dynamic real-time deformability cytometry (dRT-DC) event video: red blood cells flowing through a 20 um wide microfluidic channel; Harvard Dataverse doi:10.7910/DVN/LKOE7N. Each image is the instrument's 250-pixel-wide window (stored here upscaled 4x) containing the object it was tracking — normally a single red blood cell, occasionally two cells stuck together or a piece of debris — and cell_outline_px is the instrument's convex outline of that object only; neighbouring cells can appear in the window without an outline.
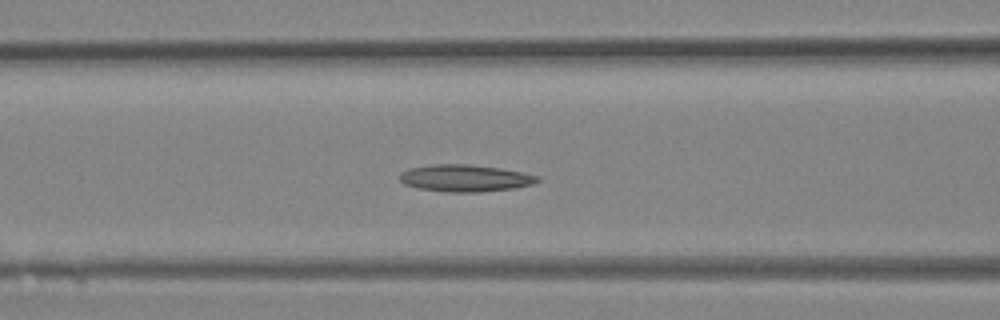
{"species": "Egyptian fruit bat (a non-hibernating species)", "species_latin": "Rousettus aegyptiacus", "temperature_condition": "room temperature", "stored_images_in_passage": 37, "camera_frame_rate_fps": 3000, "um_per_image_px": 0.085, "animal": {"sex": "female"}, "frame": {"image": 1, "passage_image": 15, "time_ms": 4.667, "image_size_px": [1000, 320], "cell_outline_px": [[540, 180], [532, 184], [516, 188], [480, 192], [444, 192], [416, 188], [404, 184], [400, 180], [400, 176], [404, 172], [412, 168], [428, 164], [468, 164], [500, 168], [524, 172], [540, 176]], "centroid_in_image_um": [39.57, 15.15], "position_along_channel_um": 127.0, "area_um2": 21.79}}
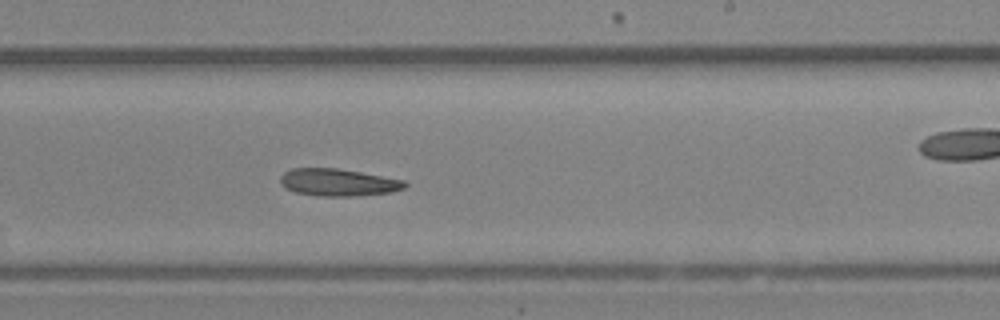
{"frame": {"image": 2, "passage_image": 22, "time_ms": 7.0, "image_size_px": [1000, 320], "cell_outline_px": [[408, 184], [404, 188], [392, 192], [356, 196], [320, 196], [296, 192], [284, 188], [280, 184], [280, 176], [284, 172], [292, 168], [336, 168], [360, 172], [404, 180]], "centroid_in_image_um": [28.72, 15.5], "position_along_channel_um": 260.3, "area_um2": 19.83}}
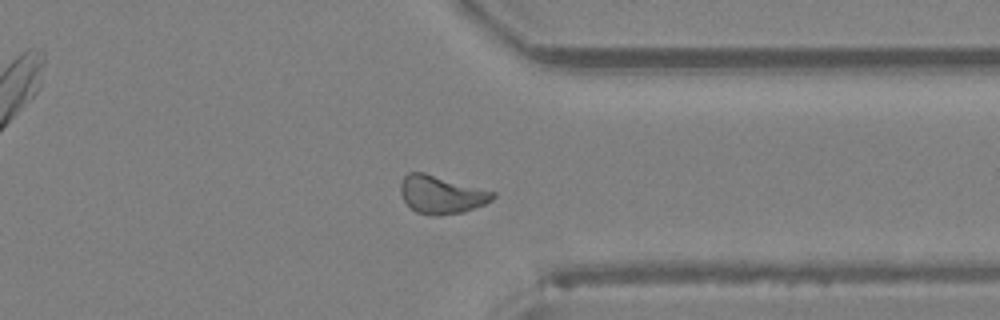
{"frame": {"image": 3, "passage_image": 28, "time_ms": 9.0, "image_size_px": [1000, 320], "cell_outline_px": [[496, 196], [492, 200], [484, 204], [464, 212], [436, 216], [432, 216], [416, 212], [404, 200], [400, 192], [400, 184], [404, 176], [408, 172], [424, 172], [496, 192]], "centroid_in_image_um": [37.51, 16.54], "position_along_channel_um": 373.9, "area_um2": 20.46}}